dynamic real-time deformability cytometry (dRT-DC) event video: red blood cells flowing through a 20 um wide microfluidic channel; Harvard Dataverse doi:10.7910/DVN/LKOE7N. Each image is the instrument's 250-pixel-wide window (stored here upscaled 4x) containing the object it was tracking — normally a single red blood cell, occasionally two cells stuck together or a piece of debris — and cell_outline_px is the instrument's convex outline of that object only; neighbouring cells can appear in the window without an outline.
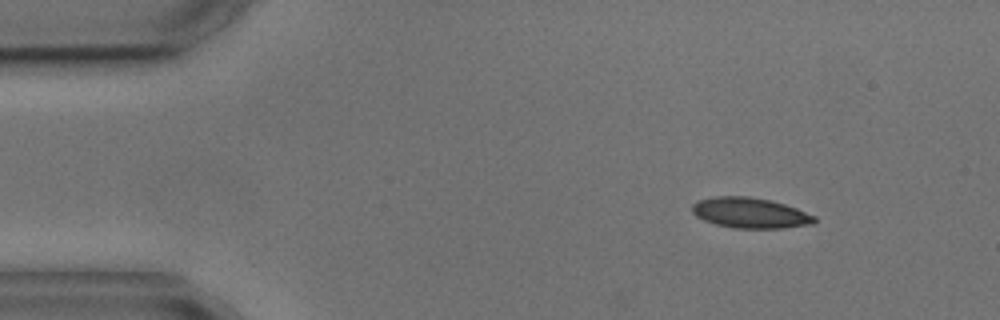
{"species": "common noctule bat (a hibernating species)", "species_latin": "Nyctalus noctula", "temperature_condition": "cold", "stored_images_in_passage": 5, "camera_frame_rate_fps": 3000, "um_per_image_px": 0.085, "animal": {"sex": "male", "body_mass_g": 17.9, "forearm_length_mm": 54.2}, "frame": {"image": 1, "passage_image": 1, "time_ms": 0.0, "image_size_px": [1000, 320], "cell_outline_px": [[816, 220], [812, 224], [784, 228], [732, 228], [716, 224], [704, 220], [696, 216], [692, 212], [692, 204], [696, 200], [712, 196], [748, 196], [768, 200], [784, 204], [796, 208], [816, 216]], "centroid_in_image_um": [63.73, 18.09], "position_along_channel_um": 21.3, "area_um2": 21.79}}
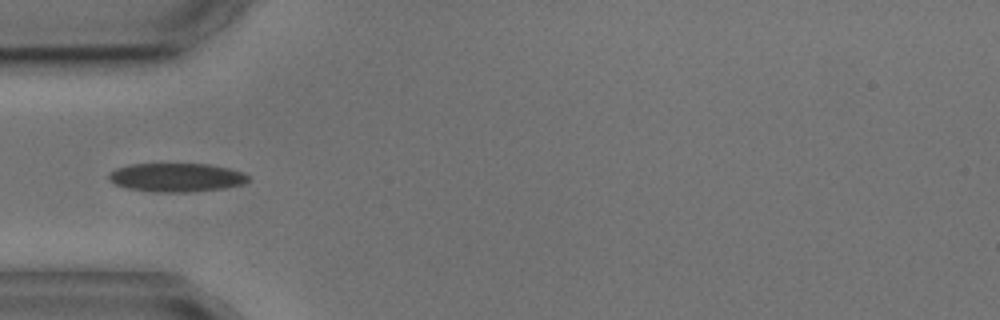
{"frame": {"image": 2, "passage_image": 4, "time_ms": 3.333, "image_size_px": [1000, 320], "cell_outline_px": [[248, 180], [244, 184], [224, 188], [188, 192], [164, 192], [128, 188], [116, 184], [108, 180], [108, 172], [116, 168], [128, 164], [208, 164], [228, 168], [244, 172], [248, 176]], "centroid_in_image_um": [14.99, 15.07], "position_along_channel_um": 70.0, "area_um2": 23.24}}